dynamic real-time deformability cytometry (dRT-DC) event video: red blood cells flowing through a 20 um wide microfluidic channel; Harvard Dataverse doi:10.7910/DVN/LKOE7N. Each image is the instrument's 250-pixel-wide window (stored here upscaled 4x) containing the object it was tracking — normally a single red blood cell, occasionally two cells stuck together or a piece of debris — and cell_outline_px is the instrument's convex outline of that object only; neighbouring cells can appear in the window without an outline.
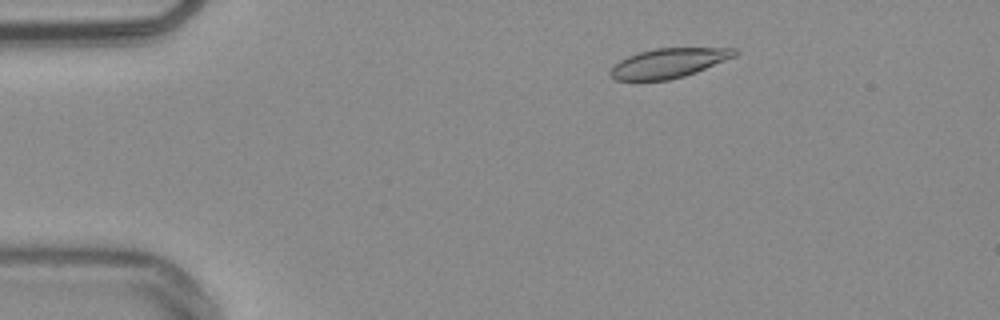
{"species": "common noctule bat (a hibernating species)", "species_latin": "Nyctalus noctula", "temperature_condition": "warm", "stored_images_in_passage": 51, "camera_frame_rate_fps": 3000, "um_per_image_px": 0.085, "animal": {"sex": "male", "body_mass_g": 20.4}, "frame": {"image": 1, "passage_image": 7, "time_ms": 2.0, "image_size_px": [1000, 320], "cell_outline_px": [[740, 52], [736, 56], [696, 72], [684, 76], [668, 80], [616, 80], [608, 72], [620, 60], [628, 56], [640, 52], [656, 48], [736, 48]], "centroid_in_image_um": [56.87, 5.35], "position_along_channel_um": 28.1, "area_um2": 21.21}}
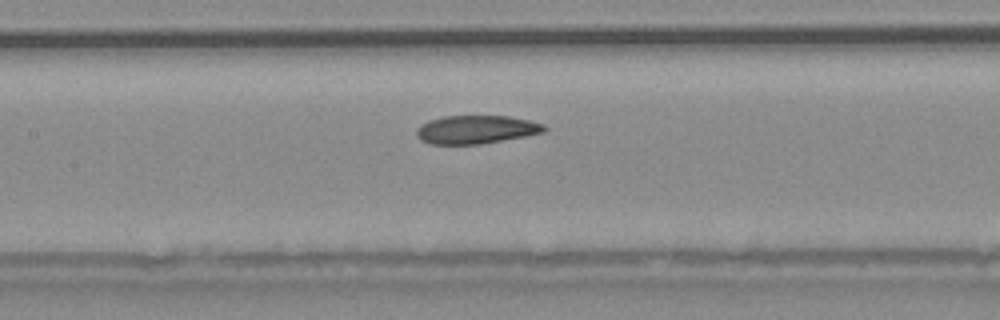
{"frame": {"image": 2, "passage_image": 23, "time_ms": 7.333, "image_size_px": [1000, 320], "cell_outline_px": [[548, 128], [544, 132], [524, 136], [480, 144], [428, 144], [420, 140], [416, 136], [416, 128], [420, 124], [428, 120], [444, 116], [508, 116], [528, 120], [544, 124]], "centroid_in_image_um": [40.42, 11.01], "position_along_channel_um": 167.0, "area_um2": 21.15}}
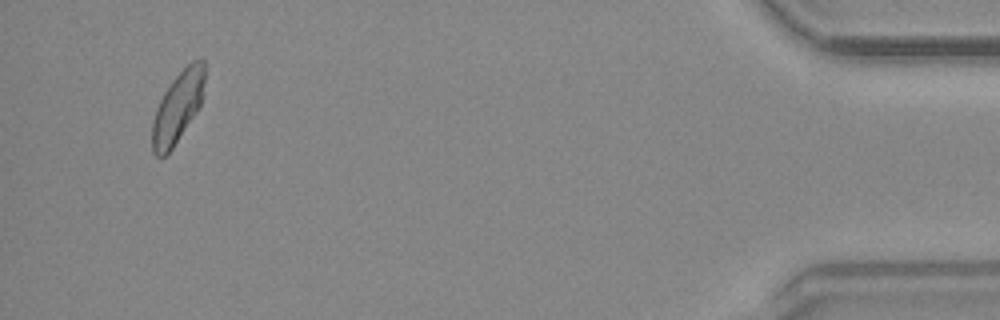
{"frame": {"image": 3, "passage_image": 49, "time_ms": 16.0, "image_size_px": [1000, 320], "cell_outline_px": [[204, 96], [196, 112], [172, 148], [164, 156], [156, 156], [152, 152], [152, 120], [156, 108], [164, 92], [172, 80], [192, 60], [204, 60]], "centroid_in_image_um": [15.1, 9.11], "position_along_channel_um": 420.1, "area_um2": 21.44}, "authors_computed_cell_mechanics": {"area_um2": 21.964, "velocity_mm_per_s": 3.7827, "shape_relaxation_time_tau1_ms": 5.1137, "shape_relaxation_time_tau2_ms": 3.0138, "deformation_change_tau1": 0.1205, "deformation_change_tau2": 0.068}}